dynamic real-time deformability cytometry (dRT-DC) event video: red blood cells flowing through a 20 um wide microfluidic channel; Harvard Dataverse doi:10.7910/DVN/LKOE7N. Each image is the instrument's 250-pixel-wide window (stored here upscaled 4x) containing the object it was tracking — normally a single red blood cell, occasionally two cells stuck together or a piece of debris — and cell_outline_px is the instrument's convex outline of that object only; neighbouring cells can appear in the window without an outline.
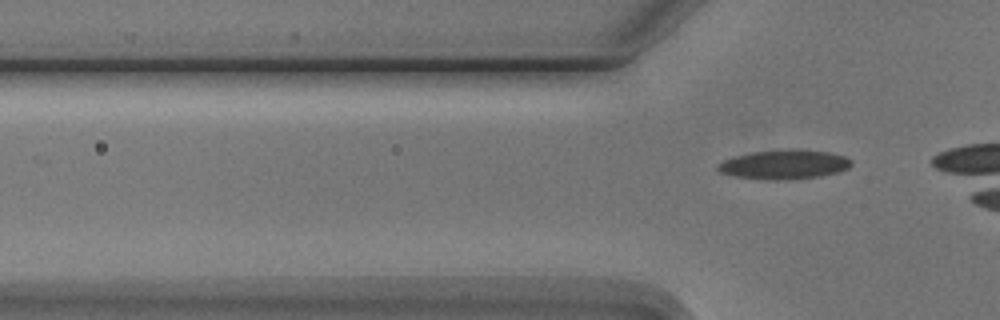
{"species": "Egyptian fruit bat (a non-hibernating species)", "species_latin": "Rousettus aegyptiacus", "temperature_condition": "cold", "stored_images_in_passage": 5, "camera_frame_rate_fps": 3000, "um_per_image_px": 0.085, "animal": {"sex": "male"}, "frame": {"image": 1, "passage_image": 5, "time_ms": 5.667, "image_size_px": [1000, 320], "cell_outline_px": [[852, 164], [848, 168], [836, 172], [820, 176], [788, 180], [764, 180], [736, 176], [720, 172], [716, 168], [716, 164], [724, 160], [736, 156], [752, 152], [828, 152], [844, 156], [852, 160]], "centroid_in_image_um": [66.62, 14.04], "position_along_channel_um": 59.2, "area_um2": 21.79}}